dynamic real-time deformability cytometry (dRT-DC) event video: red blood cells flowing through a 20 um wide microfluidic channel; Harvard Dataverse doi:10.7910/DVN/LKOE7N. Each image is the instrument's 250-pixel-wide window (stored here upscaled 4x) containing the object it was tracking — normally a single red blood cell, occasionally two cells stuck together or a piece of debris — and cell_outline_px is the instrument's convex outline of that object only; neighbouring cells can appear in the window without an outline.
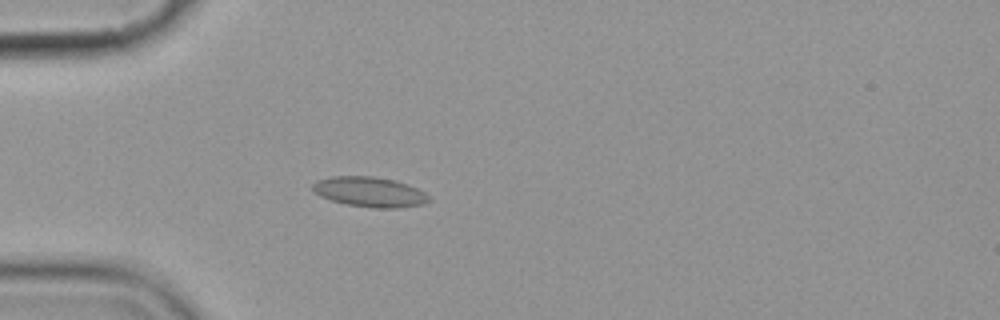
{"species": "common noctule bat (a hibernating species)", "species_latin": "Nyctalus noctula", "temperature_condition": "cold", "stored_images_in_passage": 5, "camera_frame_rate_fps": 3000, "um_per_image_px": 0.085, "animal": {"sex": "female", "body_mass_g": 19.9}, "frame": {"image": 1, "passage_image": 4, "time_ms": 4.333, "image_size_px": [1000, 320], "cell_outline_px": [[432, 200], [424, 204], [396, 208], [376, 208], [348, 204], [332, 200], [320, 196], [312, 188], [312, 184], [316, 180], [332, 176], [372, 176], [392, 180], [408, 184], [424, 192]], "centroid_in_image_um": [31.43, 16.31], "position_along_channel_um": 53.6, "area_um2": 20.17}}